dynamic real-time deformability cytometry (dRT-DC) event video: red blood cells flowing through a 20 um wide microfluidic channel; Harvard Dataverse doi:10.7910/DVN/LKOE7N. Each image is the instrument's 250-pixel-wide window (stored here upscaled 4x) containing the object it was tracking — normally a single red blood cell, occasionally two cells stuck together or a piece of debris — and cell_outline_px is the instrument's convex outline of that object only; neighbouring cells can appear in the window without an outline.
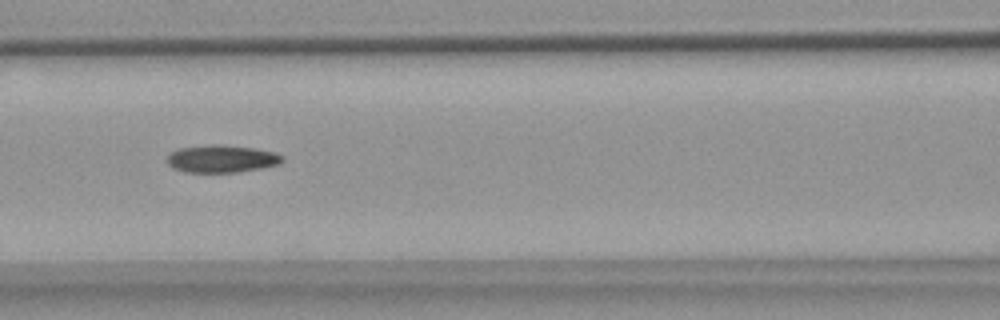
{"species": "common noctule bat (a hibernating species)", "species_latin": "Nyctalus noctula", "temperature_condition": "warm", "stored_images_in_passage": 55, "camera_frame_rate_fps": 3000, "um_per_image_px": 0.085, "animal": {"sex": "female", "body_mass_g": 18.4}, "frame": {"image": 1, "passage_image": 24, "time_ms": 7.667, "image_size_px": [1000, 320], "cell_outline_px": [[284, 160], [280, 164], [260, 168], [236, 172], [184, 172], [172, 168], [168, 164], [168, 156], [176, 148], [208, 144], [220, 144], [252, 148], [276, 152], [284, 156]], "centroid_in_image_um": [18.84, 13.49], "position_along_channel_um": 147.8, "area_um2": 18.61}}
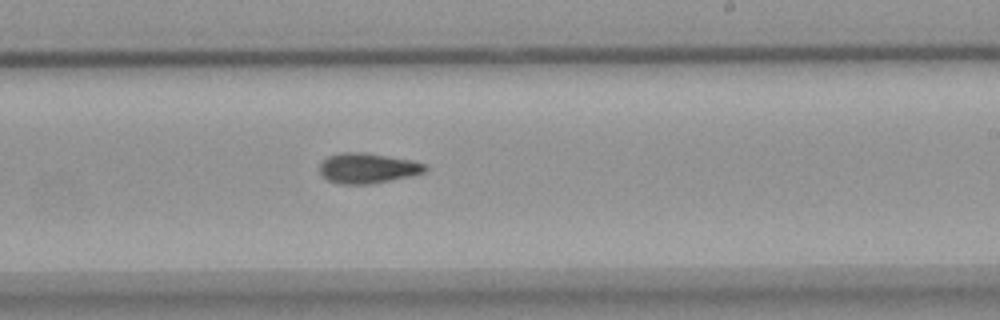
{"frame": {"image": 2, "passage_image": 33, "time_ms": 10.667, "image_size_px": [1000, 320], "cell_outline_px": [[428, 168], [424, 172], [412, 176], [372, 184], [340, 184], [328, 180], [320, 176], [320, 164], [328, 156], [340, 152], [364, 152], [412, 160], [424, 164]], "centroid_in_image_um": [31.23, 14.3], "position_along_channel_um": 257.8, "area_um2": 18.73}}
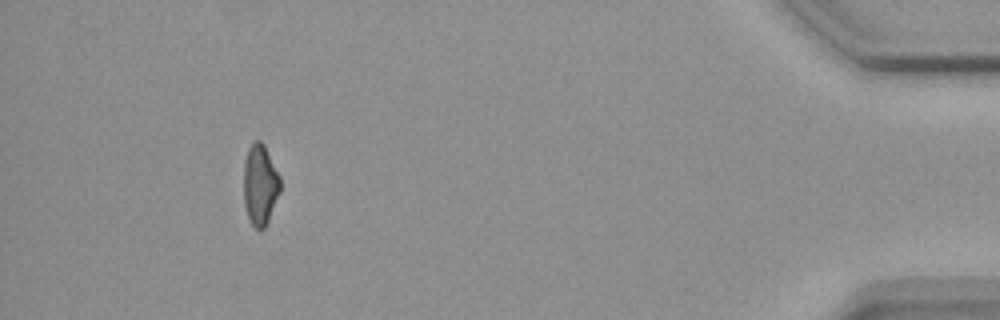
{"frame": {"image": 3, "passage_image": 51, "time_ms": 16.667, "image_size_px": [1000, 320], "cell_outline_px": [[280, 192], [268, 220], [264, 228], [256, 228], [252, 224], [248, 216], [244, 204], [244, 160], [248, 148], [256, 140], [260, 140], [264, 144], [280, 176]], "centroid_in_image_um": [22.11, 15.67], "position_along_channel_um": 413.1, "area_um2": 17.05}, "authors_computed_cell_mechanics": {"area_um2": 18.1492, "velocity_mm_per_s": 3.6913, "shape_relaxation_time_tau1_ms": null, "shape_relaxation_time_tau2_ms": 5.0802, "deformation_change_tau1": null, "deformation_change_tau2": 0.1358}}